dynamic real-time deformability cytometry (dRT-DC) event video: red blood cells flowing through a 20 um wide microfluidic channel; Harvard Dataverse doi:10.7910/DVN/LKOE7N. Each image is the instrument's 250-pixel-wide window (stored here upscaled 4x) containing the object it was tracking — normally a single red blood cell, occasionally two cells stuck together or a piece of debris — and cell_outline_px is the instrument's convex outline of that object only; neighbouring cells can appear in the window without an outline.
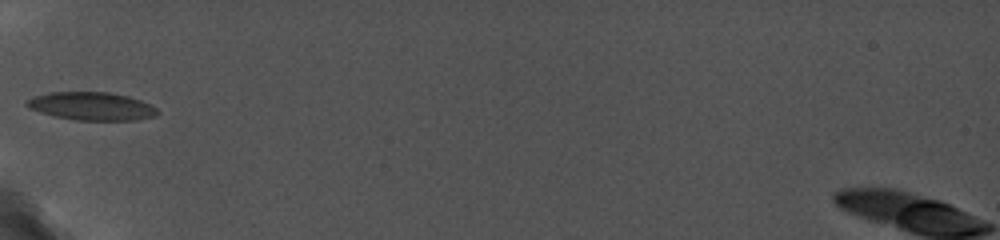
{"species": "common noctule bat (a hibernating species)", "species_latin": "Nyctalus noctula", "temperature_condition": "cold", "stored_images_in_passage": 4, "camera_frame_rate_fps": 5000, "um_per_image_px": 0.085, "animal": {"sex": "female", "body_mass_g": 19.0, "forearm_length_mm": 56.7}, "frame": {"image": 1, "passage_image": 1, "time_ms": 0.0, "image_size_px": [1000, 240], "cell_outline_px": [[160, 112], [156, 116], [136, 120], [76, 120], [56, 116], [40, 112], [28, 108], [24, 104], [24, 100], [48, 92], [108, 92], [128, 96], [140, 100], [156, 108]], "centroid_in_image_um": [7.77, 9.02], "position_along_channel_um": 77.2, "area_um2": 21.39}}